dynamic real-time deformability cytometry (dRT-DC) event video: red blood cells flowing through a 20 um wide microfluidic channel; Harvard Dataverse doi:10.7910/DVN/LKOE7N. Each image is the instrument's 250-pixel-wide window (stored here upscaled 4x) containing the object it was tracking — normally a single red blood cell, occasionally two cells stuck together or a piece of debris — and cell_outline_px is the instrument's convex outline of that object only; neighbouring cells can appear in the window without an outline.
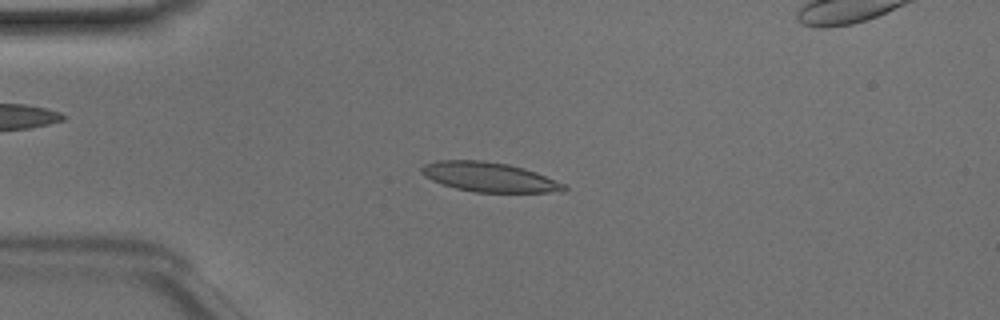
{"species": "Egyptian fruit bat (a non-hibernating species)", "species_latin": "Rousettus aegyptiacus", "temperature_condition": "room temperature", "stored_images_in_passage": 40, "segment_of_instrument_passage": [1, 2], "camera_frame_rate_fps": 3000, "um_per_image_px": 0.085, "animal": {"sex": "male"}, "frame": {"image": 1, "passage_image": 2, "time_ms": 0.333, "image_size_px": [1000, 320], "cell_outline_px": [[568, 188], [564, 192], [476, 192], [456, 188], [432, 180], [424, 176], [420, 172], [420, 168], [424, 164], [436, 160], [484, 160], [508, 164], [524, 168], [536, 172], [564, 184]], "centroid_in_image_um": [41.57, 15.04], "position_along_channel_um": 43.4, "area_um2": 24.51}}
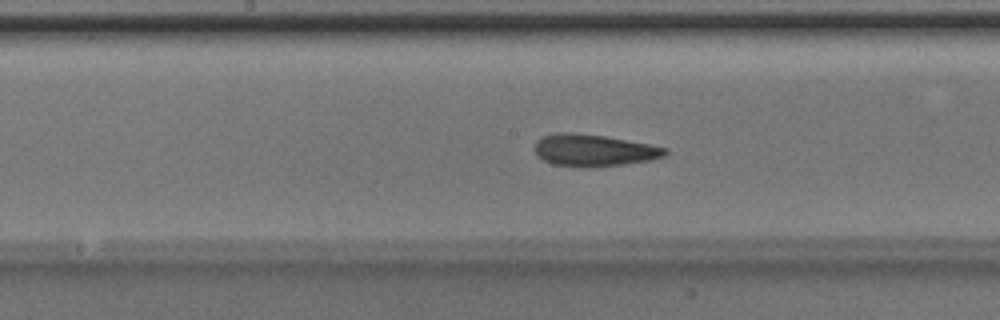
{"frame": {"image": 2, "passage_image": 15, "time_ms": 4.667, "image_size_px": [1000, 320], "cell_outline_px": [[668, 152], [664, 156], [648, 160], [592, 168], [580, 168], [552, 164], [536, 156], [532, 148], [536, 140], [544, 136], [560, 132], [572, 132], [604, 136], [648, 144], [668, 148]], "centroid_in_image_um": [50.39, 12.78], "position_along_channel_um": 197.8, "area_um2": 24.45}}
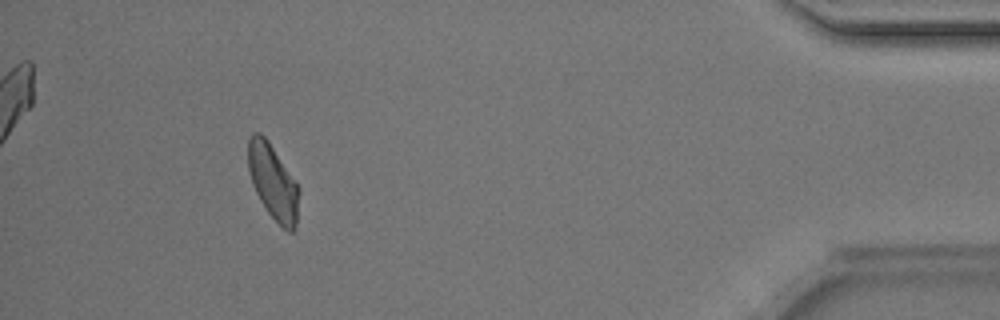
{"frame": {"image": 3, "passage_image": 35, "time_ms": 11.333, "image_size_px": [1000, 320], "cell_outline_px": [[300, 192], [296, 228], [292, 232], [288, 232], [268, 212], [260, 200], [252, 184], [248, 172], [248, 140], [252, 132], [260, 132], [268, 140], [296, 180], [300, 188]], "centroid_in_image_um": [23.22, 15.45], "position_along_channel_um": 412.0, "area_um2": 22.54}}